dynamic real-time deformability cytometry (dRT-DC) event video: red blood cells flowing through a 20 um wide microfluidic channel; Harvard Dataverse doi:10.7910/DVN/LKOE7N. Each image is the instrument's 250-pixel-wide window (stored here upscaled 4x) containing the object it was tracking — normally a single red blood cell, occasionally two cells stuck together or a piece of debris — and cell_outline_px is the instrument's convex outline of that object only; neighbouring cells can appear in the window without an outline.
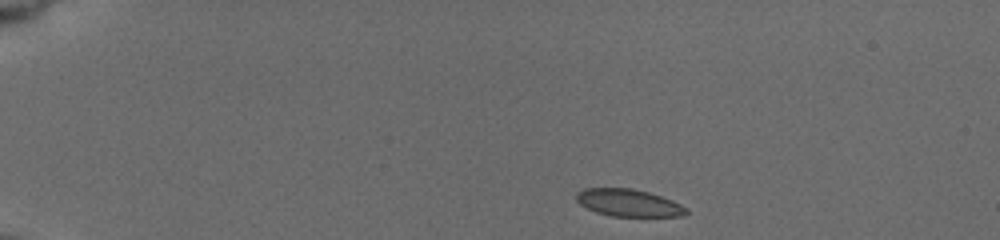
{"species": "common noctule bat (a hibernating species)", "species_latin": "Nyctalus noctula", "temperature_condition": "cold", "stored_images_in_passage": 101, "camera_frame_rate_fps": 3000, "um_per_image_px": 0.085, "animal": {"sex": "female", "body_mass_g": 19.5, "forearm_length_mm": 54.1}, "frame": {"image": 1, "passage_image": 1, "time_ms": 0.0, "image_size_px": [1000, 240], "cell_outline_px": [[688, 212], [684, 216], [612, 216], [596, 212], [580, 204], [576, 200], [576, 192], [584, 188], [632, 188], [648, 192], [672, 200], [688, 208]], "centroid_in_image_um": [53.43, 17.23], "position_along_channel_um": 31.6, "area_um2": 17.46}}
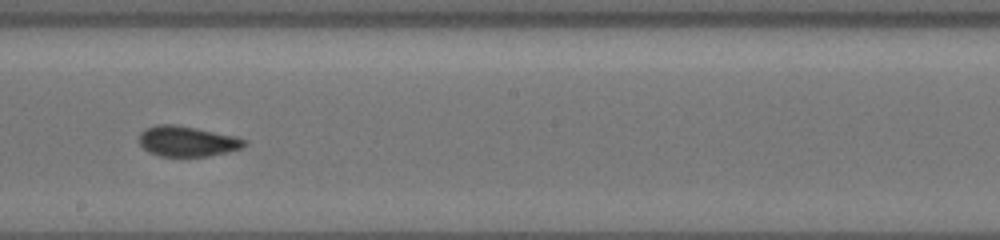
{"frame": {"image": 2, "passage_image": 41, "time_ms": 7.667, "image_size_px": [1000, 240], "cell_outline_px": [[248, 144], [240, 148], [228, 152], [208, 156], [160, 156], [148, 152], [140, 144], [140, 132], [144, 128], [156, 124], [172, 124], [232, 136], [244, 140]], "centroid_in_image_um": [15.85, 12.02], "position_along_channel_um": 232.4, "area_um2": 18.26}}
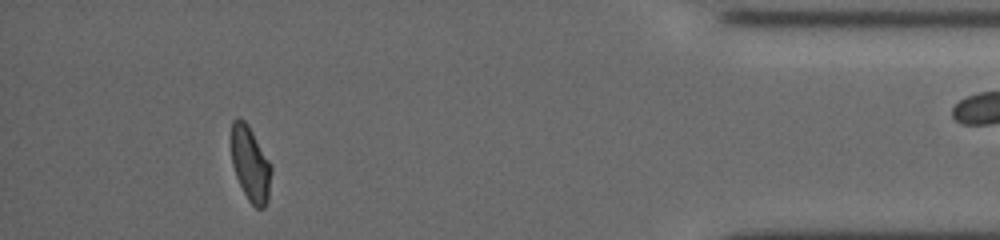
{"frame": {"image": 3, "passage_image": 86, "time_ms": 13.667, "image_size_px": [1000, 240], "cell_outline_px": [[272, 172], [268, 200], [264, 208], [256, 208], [248, 200], [236, 176], [232, 164], [232, 120], [244, 120], [248, 124], [272, 164]], "centroid_in_image_um": [21.32, 13.97], "position_along_channel_um": 413.9, "area_um2": 17.4}, "authors_computed_cell_mechanics": {"area_um2": 17.8024, "velocity_mm_per_s": 3.764, "shape_relaxation_time_tau1_ms": null, "shape_relaxation_time_tau2_ms": 1.184, "deformation_change_tau1": null, "deformation_change_tau2": 0.0496}}